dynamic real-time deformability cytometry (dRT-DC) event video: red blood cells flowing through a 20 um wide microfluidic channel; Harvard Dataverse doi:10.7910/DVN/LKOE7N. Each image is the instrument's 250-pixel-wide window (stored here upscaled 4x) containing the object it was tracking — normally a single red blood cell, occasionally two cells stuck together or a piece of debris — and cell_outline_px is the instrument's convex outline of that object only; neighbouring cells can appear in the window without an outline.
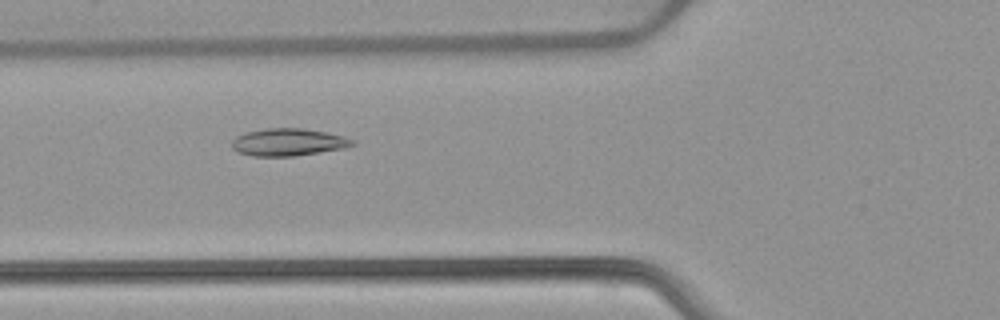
{"species": "common noctule bat (a hibernating species)", "species_latin": "Nyctalus noctula", "temperature_condition": "warm", "stored_images_in_passage": 53, "camera_frame_rate_fps": 3000, "um_per_image_px": 0.085, "animal": {"sex": "female", "body_mass_g": 22.7, "forearm_length_mm": 54.2}, "frame": {"image": 1, "passage_image": 20, "time_ms": 6.333, "image_size_px": [1000, 320], "cell_outline_px": [[356, 144], [344, 148], [320, 152], [292, 156], [252, 156], [236, 152], [232, 148], [232, 140], [236, 136], [248, 132], [264, 128], [300, 128], [324, 132], [344, 136], [356, 140]], "centroid_in_image_um": [24.5, 12.09], "position_along_channel_um": 101.3, "area_um2": 19.25}}
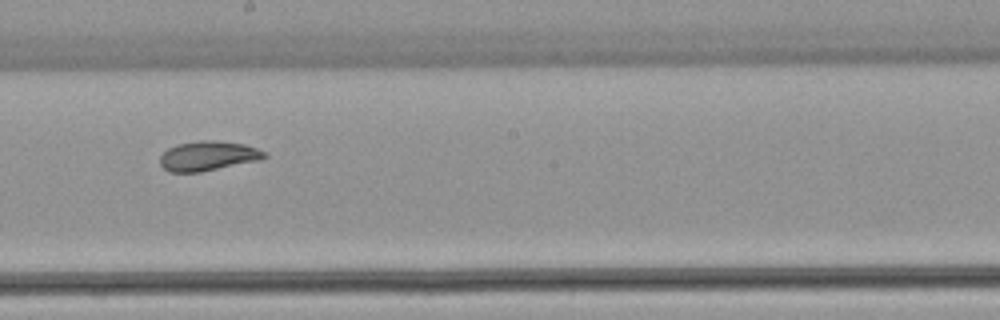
{"frame": {"image": 2, "passage_image": 30, "time_ms": 9.667, "image_size_px": [1000, 320], "cell_outline_px": [[268, 156], [260, 160], [200, 172], [168, 172], [160, 164], [160, 156], [168, 148], [176, 144], [200, 140], [212, 140], [244, 144], [268, 152]], "centroid_in_image_um": [17.69, 13.25], "position_along_channel_um": 230.5, "area_um2": 18.09}}
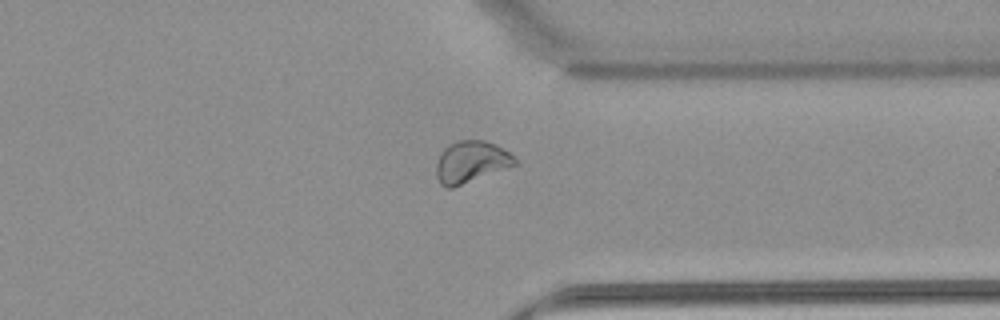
{"frame": {"image": 3, "passage_image": 41, "time_ms": 13.333, "image_size_px": [1000, 320], "cell_outline_px": [[520, 164], [452, 188], [448, 188], [440, 184], [436, 176], [436, 164], [444, 148], [448, 144], [460, 140], [484, 140], [504, 148], [516, 156], [520, 160]], "centroid_in_image_um": [40.1, 13.76], "position_along_channel_um": 371.3, "area_um2": 19.48}, "authors_computed_cell_mechanics": {"area_um2": 20.5768, "velocity_mm_per_s": 3.8827, "shape_relaxation_time_tau1_ms": 5.8654, "shape_relaxation_time_tau2_ms": 1.4492, "deformation_change_tau1": 0.1571, "deformation_change_tau2": 0.0455}}